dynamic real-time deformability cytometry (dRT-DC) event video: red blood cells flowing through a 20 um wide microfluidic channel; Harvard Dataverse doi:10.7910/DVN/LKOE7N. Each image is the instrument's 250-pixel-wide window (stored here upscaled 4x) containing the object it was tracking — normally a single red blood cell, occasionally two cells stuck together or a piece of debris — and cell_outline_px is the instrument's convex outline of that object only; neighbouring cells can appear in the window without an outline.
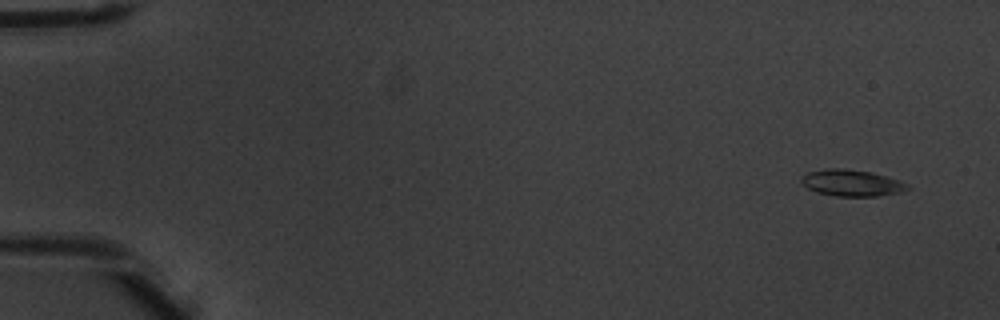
{"species": "common noctule bat (a hibernating species)", "species_latin": "Nyctalus noctula", "temperature_condition": "warm", "stored_images_in_passage": 6, "camera_frame_rate_fps": 3000, "um_per_image_px": 0.085, "animal": {"sex": "male", "body_mass_g": 20.1, "forearm_length_mm": 53.5}, "frame": {"image": 1, "passage_image": 1, "time_ms": 0.0, "image_size_px": [1000, 320], "cell_outline_px": [[912, 188], [904, 192], [876, 196], [836, 196], [816, 192], [808, 188], [800, 180], [808, 172], [828, 168], [844, 168], [872, 172], [888, 176], [900, 180], [908, 184]], "centroid_in_image_um": [72.47, 15.55], "position_along_channel_um": 12.5, "area_um2": 16.53}}